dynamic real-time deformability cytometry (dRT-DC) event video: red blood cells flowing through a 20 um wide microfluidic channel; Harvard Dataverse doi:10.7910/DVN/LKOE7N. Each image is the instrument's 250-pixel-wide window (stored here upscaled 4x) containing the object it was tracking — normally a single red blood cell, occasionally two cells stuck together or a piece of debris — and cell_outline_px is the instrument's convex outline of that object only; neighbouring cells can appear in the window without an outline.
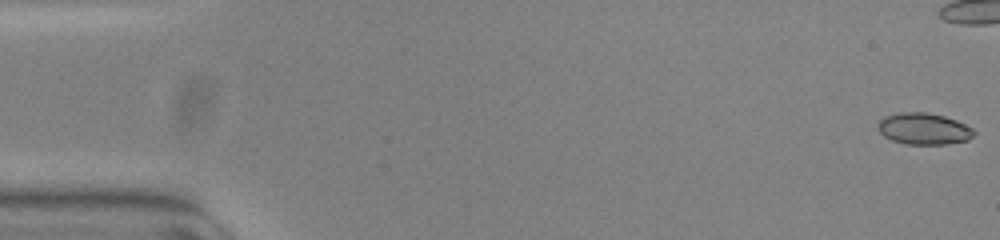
{"species": "common noctule bat (a hibernating species)", "species_latin": "Nyctalus noctula", "temperature_condition": "warm", "stored_images_in_passage": 43, "camera_frame_rate_fps": 3000, "um_per_image_px": 0.085, "animal": {"sex": "female", "body_mass_g": 23.0, "forearm_length_mm": 53.4}, "frame": {"image": 1, "passage_image": 1, "time_ms": 0.0, "image_size_px": [1000, 240], "cell_outline_px": [[976, 132], [968, 140], [944, 144], [908, 144], [892, 140], [884, 136], [880, 132], [876, 124], [884, 116], [900, 112], [924, 112], [944, 116], [956, 120], [972, 128]], "centroid_in_image_um": [78.5, 10.94], "position_along_channel_um": 6.5, "area_um2": 17.57}}
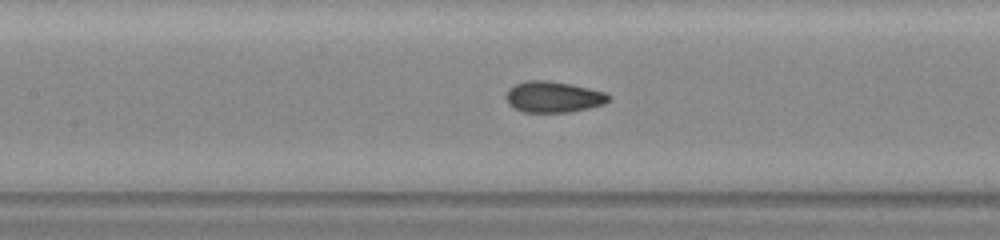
{"frame": {"image": 2, "passage_image": 25, "time_ms": 8.0, "image_size_px": [1000, 240], "cell_outline_px": [[612, 96], [604, 104], [588, 108], [568, 112], [524, 112], [508, 104], [504, 96], [508, 88], [524, 80], [544, 80], [568, 84], [588, 88], [604, 92]], "centroid_in_image_um": [46.99, 8.23], "position_along_channel_um": 160.4, "area_um2": 18.5}}
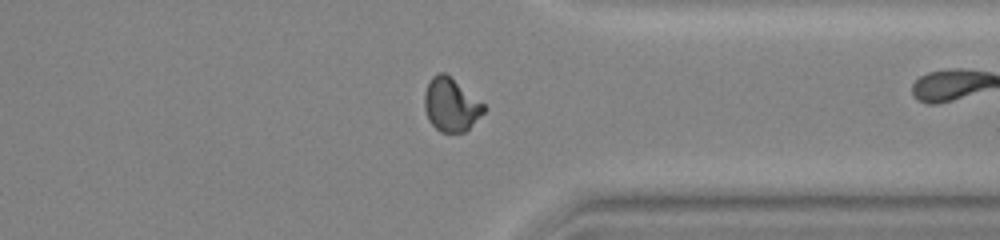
{"frame": {"image": 3, "passage_image": 42, "time_ms": 13.667, "image_size_px": [1000, 240], "cell_outline_px": [[484, 112], [464, 132], [440, 132], [428, 120], [424, 108], [424, 92], [432, 76], [440, 72], [444, 72], [484, 104]], "centroid_in_image_um": [38.29, 8.91], "position_along_channel_um": 373.1, "area_um2": 18.09}}